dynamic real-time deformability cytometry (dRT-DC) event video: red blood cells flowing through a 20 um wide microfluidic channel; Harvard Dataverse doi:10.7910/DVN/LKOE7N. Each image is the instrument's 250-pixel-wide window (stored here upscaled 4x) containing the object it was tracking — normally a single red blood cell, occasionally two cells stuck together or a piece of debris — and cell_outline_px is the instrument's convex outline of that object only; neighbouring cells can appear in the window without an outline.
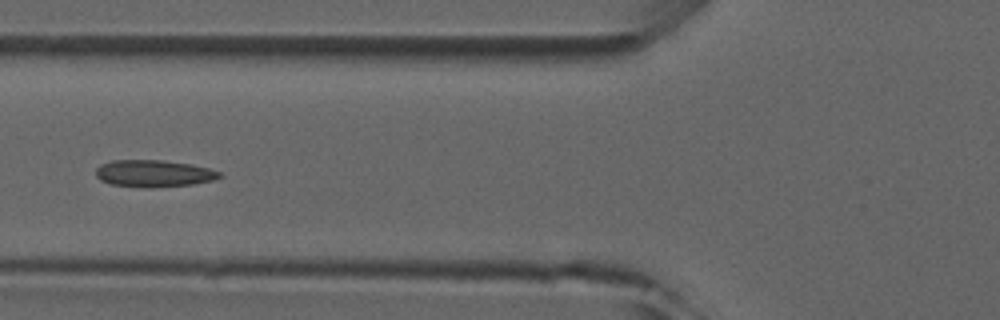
{"species": "common noctule bat (a hibernating species)", "species_latin": "Nyctalus noctula", "temperature_condition": "room temperature", "stored_images_in_passage": 5, "camera_frame_rate_fps": 3000, "um_per_image_px": 0.085, "animal": {"sex": "male", "forearm_length_mm": 52.5}, "frame": {"image": 1, "passage_image": 4, "time_ms": 4.333, "image_size_px": [1000, 320], "cell_outline_px": [[224, 176], [212, 180], [192, 184], [112, 184], [100, 180], [96, 176], [96, 168], [100, 164], [112, 160], [164, 160], [192, 164], [208, 168], [220, 172]], "centroid_in_image_um": [13.08, 14.67], "position_along_channel_um": 112.7, "area_um2": 18.32}}
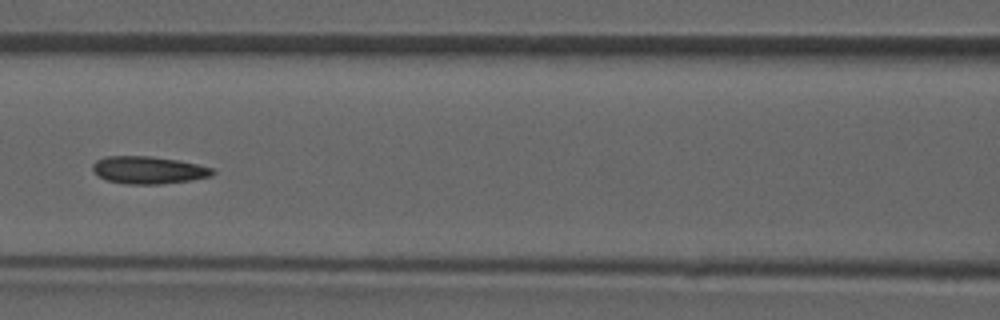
{"frame": {"image": 2, "passage_image": 5, "time_ms": 5.333, "image_size_px": [1000, 320], "cell_outline_px": [[216, 172], [212, 176], [192, 180], [160, 184], [128, 184], [108, 180], [100, 176], [92, 168], [92, 164], [96, 160], [104, 156], [152, 156], [176, 160], [216, 168]], "centroid_in_image_um": [12.66, 14.45], "position_along_channel_um": 153.9, "area_um2": 19.19}}